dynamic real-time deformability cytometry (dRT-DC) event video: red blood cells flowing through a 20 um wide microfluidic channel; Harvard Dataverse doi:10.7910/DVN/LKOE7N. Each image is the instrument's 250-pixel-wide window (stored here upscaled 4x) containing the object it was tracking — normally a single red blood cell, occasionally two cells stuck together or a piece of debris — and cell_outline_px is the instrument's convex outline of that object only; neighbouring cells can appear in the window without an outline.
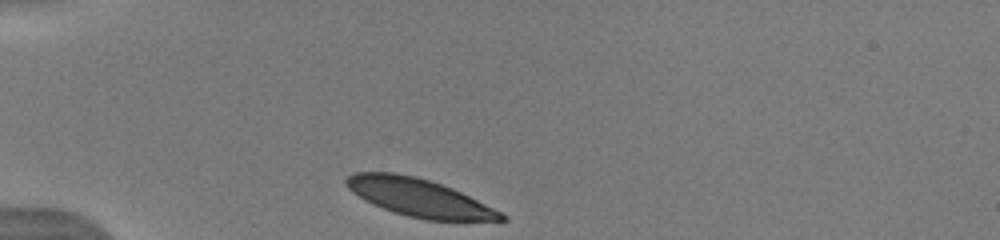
{"species": "human", "species_latin": "Homo sapiens", "temperature_condition": "warm", "stored_images_in_passage": 6, "camera_frame_rate_fps": 3000, "um_per_image_px": 0.085, "donor": {"sex": "male"}, "frame": {"image": 1, "passage_image": 1, "time_ms": 0.0, "image_size_px": [1000, 240], "cell_outline_px": [[508, 220], [424, 220], [408, 216], [372, 204], [364, 200], [352, 192], [344, 184], [344, 180], [352, 172], [396, 172], [416, 176], [452, 188], [508, 216]], "centroid_in_image_um": [35.55, 16.78], "position_along_channel_um": 49.4, "area_um2": 33.81}}